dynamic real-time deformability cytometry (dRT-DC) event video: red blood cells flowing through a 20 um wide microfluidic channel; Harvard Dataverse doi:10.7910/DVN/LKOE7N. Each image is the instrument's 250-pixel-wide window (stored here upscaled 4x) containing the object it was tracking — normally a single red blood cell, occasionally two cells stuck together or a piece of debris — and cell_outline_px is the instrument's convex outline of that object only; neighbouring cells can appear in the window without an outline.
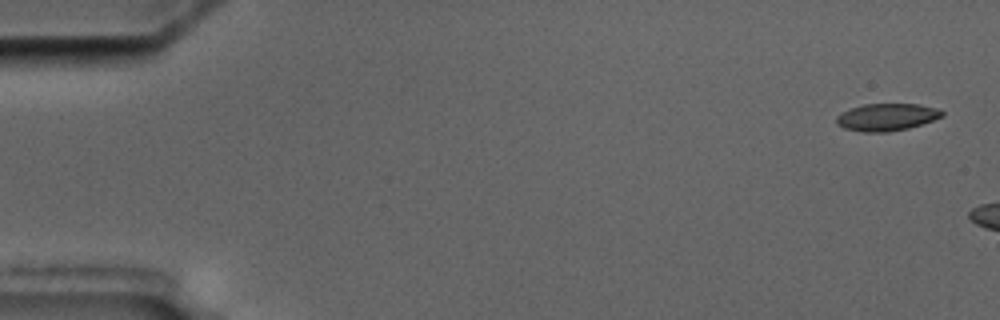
{"species": "common noctule bat (a hibernating species)", "species_latin": "Nyctalus noctula", "temperature_condition": "cold", "stored_images_in_passage": 4, "camera_frame_rate_fps": 3000, "um_per_image_px": 0.085, "animal": {"sex": "male", "body_mass_g": 17.5, "forearm_length_mm": 52.3}, "frame": {"image": 1, "passage_image": 1, "time_ms": 0.0, "image_size_px": [1000, 320], "cell_outline_px": [[944, 116], [908, 128], [888, 132], [864, 132], [844, 128], [836, 124], [836, 116], [852, 108], [864, 104], [920, 104], [936, 108], [944, 112]], "centroid_in_image_um": [75.37, 9.95], "position_along_channel_um": 9.6, "area_um2": 16.65}}